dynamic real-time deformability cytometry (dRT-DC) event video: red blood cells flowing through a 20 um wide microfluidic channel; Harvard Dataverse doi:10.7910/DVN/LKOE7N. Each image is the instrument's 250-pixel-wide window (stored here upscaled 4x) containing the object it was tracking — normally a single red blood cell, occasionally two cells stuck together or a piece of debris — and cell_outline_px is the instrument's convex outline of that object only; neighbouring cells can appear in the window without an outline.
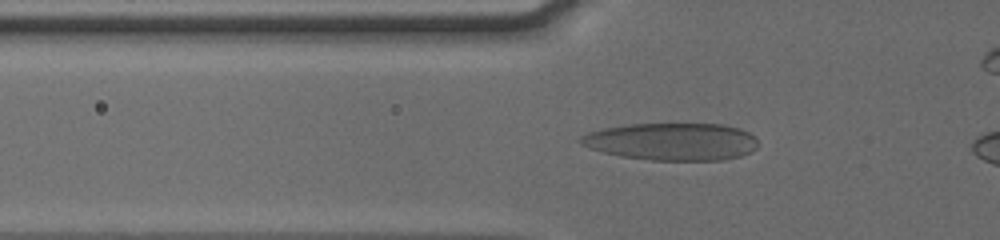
{"species": "human", "species_latin": "Homo sapiens", "temperature_condition": "cold", "stored_images_in_passage": 24, "camera_frame_rate_fps": 3000, "um_per_image_px": 0.085, "donor": {"sex": "male"}, "frame": {"image": 1, "passage_image": 8, "time_ms": 3.0, "image_size_px": [1000, 240], "cell_outline_px": [[760, 144], [752, 152], [740, 156], [720, 160], [652, 160], [620, 156], [604, 152], [580, 144], [580, 136], [588, 132], [604, 128], [628, 124], [724, 124], [740, 128], [756, 136]], "centroid_in_image_um": [57.17, 12.03], "position_along_channel_um": 68.6, "area_um2": 38.84}}
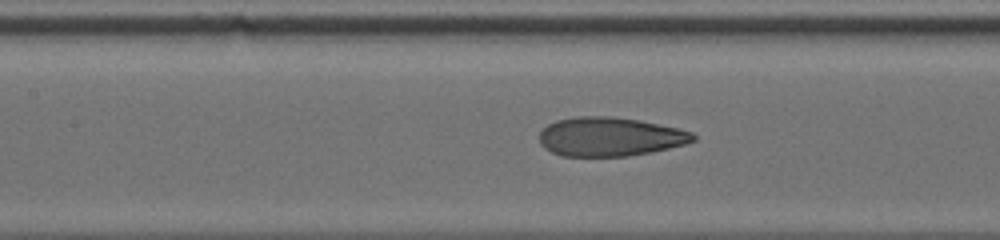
{"frame": {"image": 2, "passage_image": 19, "time_ms": 5.333, "image_size_px": [1000, 240], "cell_outline_px": [[696, 140], [684, 144], [652, 152], [628, 156], [560, 156], [544, 148], [540, 144], [540, 132], [548, 124], [556, 120], [576, 116], [612, 116], [640, 120], [676, 128], [692, 132], [696, 136]], "centroid_in_image_um": [51.82, 11.62], "position_along_channel_um": 155.6, "area_um2": 34.97}}
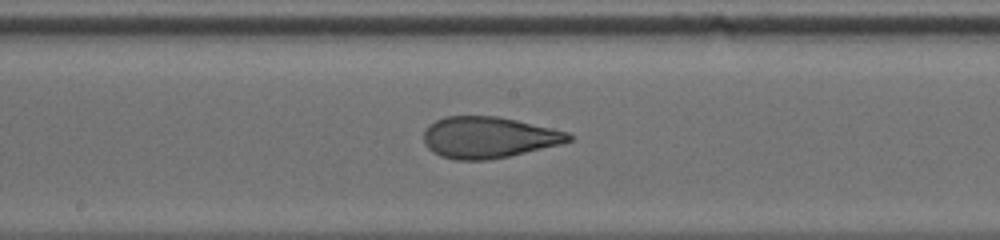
{"frame": {"image": 3, "passage_image": 23, "time_ms": 6.667, "image_size_px": [1000, 240], "cell_outline_px": [[572, 140], [560, 144], [508, 156], [484, 160], [456, 160], [440, 156], [432, 152], [424, 144], [424, 128], [428, 124], [444, 116], [496, 116], [516, 120], [552, 128], [568, 132], [572, 136]], "centroid_in_image_um": [41.47, 11.67], "position_along_channel_um": 206.7, "area_um2": 34.85}}